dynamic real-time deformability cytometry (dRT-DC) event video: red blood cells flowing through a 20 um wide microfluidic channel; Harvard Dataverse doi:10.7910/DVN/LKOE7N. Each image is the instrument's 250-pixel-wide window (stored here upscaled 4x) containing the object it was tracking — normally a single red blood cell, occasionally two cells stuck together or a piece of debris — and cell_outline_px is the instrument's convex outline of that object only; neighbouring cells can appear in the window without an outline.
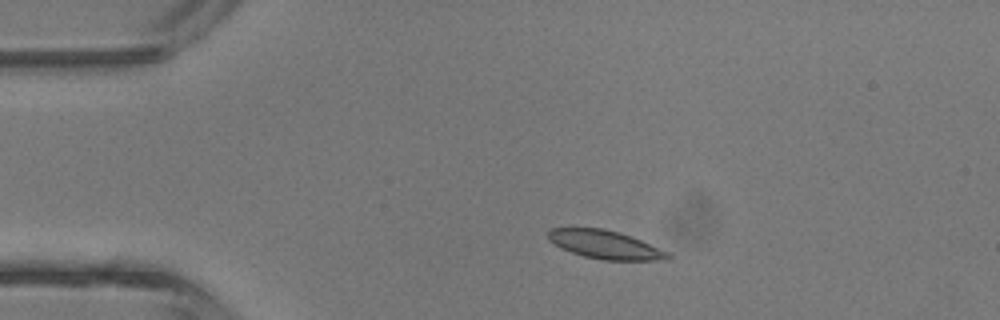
{"species": "common noctule bat (a hibernating species)", "species_latin": "Nyctalus noctula", "temperature_condition": "room temperature", "stored_images_in_passage": 3, "camera_frame_rate_fps": 3000, "um_per_image_px": 0.085, "animal": {"sex": "male", "body_mass_g": 13.3}, "frame": {"image": 1, "passage_image": 2, "time_ms": 1.0, "image_size_px": [1000, 320], "cell_outline_px": [[672, 256], [668, 260], [604, 260], [584, 256], [560, 248], [548, 240], [548, 232], [552, 228], [604, 228], [620, 232], [640, 240], [668, 252]], "centroid_in_image_um": [51.43, 20.79], "position_along_channel_um": 33.6, "area_um2": 19.71}}